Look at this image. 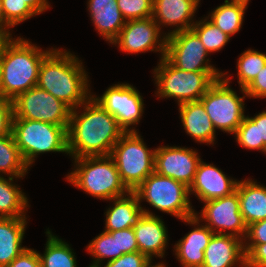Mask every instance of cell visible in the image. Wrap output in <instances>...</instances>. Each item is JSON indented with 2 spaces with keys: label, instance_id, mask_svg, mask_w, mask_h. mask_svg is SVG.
<instances>
[{
  "label": "cell",
  "instance_id": "5b68a950",
  "mask_svg": "<svg viewBox=\"0 0 266 267\" xmlns=\"http://www.w3.org/2000/svg\"><path fill=\"white\" fill-rule=\"evenodd\" d=\"M139 201L146 200L156 209L169 213L194 226L199 224L189 200V188L170 177L155 172L150 174L135 190Z\"/></svg>",
  "mask_w": 266,
  "mask_h": 267
},
{
  "label": "cell",
  "instance_id": "ac0fdd59",
  "mask_svg": "<svg viewBox=\"0 0 266 267\" xmlns=\"http://www.w3.org/2000/svg\"><path fill=\"white\" fill-rule=\"evenodd\" d=\"M144 210L145 215L133 227L139 252L151 260L152 255L162 258L167 248L168 231L158 216L153 215L149 210Z\"/></svg>",
  "mask_w": 266,
  "mask_h": 267
},
{
  "label": "cell",
  "instance_id": "d6986e66",
  "mask_svg": "<svg viewBox=\"0 0 266 267\" xmlns=\"http://www.w3.org/2000/svg\"><path fill=\"white\" fill-rule=\"evenodd\" d=\"M199 2L200 0H153L152 18L159 28L160 24L177 27L167 35L190 30Z\"/></svg>",
  "mask_w": 266,
  "mask_h": 267
},
{
  "label": "cell",
  "instance_id": "836d02e7",
  "mask_svg": "<svg viewBox=\"0 0 266 267\" xmlns=\"http://www.w3.org/2000/svg\"><path fill=\"white\" fill-rule=\"evenodd\" d=\"M126 21L145 19L153 15V0H116Z\"/></svg>",
  "mask_w": 266,
  "mask_h": 267
},
{
  "label": "cell",
  "instance_id": "ba28073f",
  "mask_svg": "<svg viewBox=\"0 0 266 267\" xmlns=\"http://www.w3.org/2000/svg\"><path fill=\"white\" fill-rule=\"evenodd\" d=\"M154 155L155 149H148L138 132L125 133L110 153L129 191H134L154 172Z\"/></svg>",
  "mask_w": 266,
  "mask_h": 267
},
{
  "label": "cell",
  "instance_id": "1f68e13d",
  "mask_svg": "<svg viewBox=\"0 0 266 267\" xmlns=\"http://www.w3.org/2000/svg\"><path fill=\"white\" fill-rule=\"evenodd\" d=\"M87 251L95 258V261L89 267H98L105 258H108V262L117 259V231H103L88 244Z\"/></svg>",
  "mask_w": 266,
  "mask_h": 267
},
{
  "label": "cell",
  "instance_id": "603a6c76",
  "mask_svg": "<svg viewBox=\"0 0 266 267\" xmlns=\"http://www.w3.org/2000/svg\"><path fill=\"white\" fill-rule=\"evenodd\" d=\"M191 232L175 244V254L183 267H202L204 250L213 236V232L206 225H198Z\"/></svg>",
  "mask_w": 266,
  "mask_h": 267
},
{
  "label": "cell",
  "instance_id": "5bb4252c",
  "mask_svg": "<svg viewBox=\"0 0 266 267\" xmlns=\"http://www.w3.org/2000/svg\"><path fill=\"white\" fill-rule=\"evenodd\" d=\"M197 154L185 147H158L154 155V172L177 180L189 188L201 161Z\"/></svg>",
  "mask_w": 266,
  "mask_h": 267
},
{
  "label": "cell",
  "instance_id": "b9f144b4",
  "mask_svg": "<svg viewBox=\"0 0 266 267\" xmlns=\"http://www.w3.org/2000/svg\"><path fill=\"white\" fill-rule=\"evenodd\" d=\"M245 92L248 97H266V65L258 72L255 79L245 89Z\"/></svg>",
  "mask_w": 266,
  "mask_h": 267
},
{
  "label": "cell",
  "instance_id": "277c9868",
  "mask_svg": "<svg viewBox=\"0 0 266 267\" xmlns=\"http://www.w3.org/2000/svg\"><path fill=\"white\" fill-rule=\"evenodd\" d=\"M74 161L77 168L66 179L75 187L104 200H112L129 192L110 155L74 158Z\"/></svg>",
  "mask_w": 266,
  "mask_h": 267
},
{
  "label": "cell",
  "instance_id": "4dcf8cb0",
  "mask_svg": "<svg viewBox=\"0 0 266 267\" xmlns=\"http://www.w3.org/2000/svg\"><path fill=\"white\" fill-rule=\"evenodd\" d=\"M266 65V54L248 49L243 52L237 61L238 82L242 93L245 94V89L255 79L258 72Z\"/></svg>",
  "mask_w": 266,
  "mask_h": 267
},
{
  "label": "cell",
  "instance_id": "74e56055",
  "mask_svg": "<svg viewBox=\"0 0 266 267\" xmlns=\"http://www.w3.org/2000/svg\"><path fill=\"white\" fill-rule=\"evenodd\" d=\"M246 265L249 267H266V243L259 245H243Z\"/></svg>",
  "mask_w": 266,
  "mask_h": 267
},
{
  "label": "cell",
  "instance_id": "e0dca14e",
  "mask_svg": "<svg viewBox=\"0 0 266 267\" xmlns=\"http://www.w3.org/2000/svg\"><path fill=\"white\" fill-rule=\"evenodd\" d=\"M243 240L228 234L214 233L204 250L202 267H240L246 264Z\"/></svg>",
  "mask_w": 266,
  "mask_h": 267
},
{
  "label": "cell",
  "instance_id": "4fadbf2b",
  "mask_svg": "<svg viewBox=\"0 0 266 267\" xmlns=\"http://www.w3.org/2000/svg\"><path fill=\"white\" fill-rule=\"evenodd\" d=\"M92 97L116 118L125 133L137 131L131 129L130 125L138 124L143 113L144 103L142 96L135 87L124 83L116 84L110 86L100 98L93 95Z\"/></svg>",
  "mask_w": 266,
  "mask_h": 267
},
{
  "label": "cell",
  "instance_id": "ab89813d",
  "mask_svg": "<svg viewBox=\"0 0 266 267\" xmlns=\"http://www.w3.org/2000/svg\"><path fill=\"white\" fill-rule=\"evenodd\" d=\"M13 115L12 101L0 100V136L11 134Z\"/></svg>",
  "mask_w": 266,
  "mask_h": 267
},
{
  "label": "cell",
  "instance_id": "ee69618b",
  "mask_svg": "<svg viewBox=\"0 0 266 267\" xmlns=\"http://www.w3.org/2000/svg\"><path fill=\"white\" fill-rule=\"evenodd\" d=\"M10 27L12 26L5 20L3 7H2V0H0V33L7 34L11 38V34L8 31Z\"/></svg>",
  "mask_w": 266,
  "mask_h": 267
},
{
  "label": "cell",
  "instance_id": "6da1fadb",
  "mask_svg": "<svg viewBox=\"0 0 266 267\" xmlns=\"http://www.w3.org/2000/svg\"><path fill=\"white\" fill-rule=\"evenodd\" d=\"M82 105L84 112L80 115L77 108L71 111L67 130L68 154L73 158L110 155L125 131L92 96Z\"/></svg>",
  "mask_w": 266,
  "mask_h": 267
},
{
  "label": "cell",
  "instance_id": "f35d334b",
  "mask_svg": "<svg viewBox=\"0 0 266 267\" xmlns=\"http://www.w3.org/2000/svg\"><path fill=\"white\" fill-rule=\"evenodd\" d=\"M246 238L249 240L243 245H259L266 243V219L249 224L245 235V239Z\"/></svg>",
  "mask_w": 266,
  "mask_h": 267
},
{
  "label": "cell",
  "instance_id": "7c38bea8",
  "mask_svg": "<svg viewBox=\"0 0 266 267\" xmlns=\"http://www.w3.org/2000/svg\"><path fill=\"white\" fill-rule=\"evenodd\" d=\"M204 203L201 215L197 216L198 213H195V217L198 220L201 218L206 220L205 222L208 224L206 226L213 233L232 235L244 240L243 243L246 242L247 225L240 213V201L237 191L228 196L212 199ZM225 230H229V232L225 233Z\"/></svg>",
  "mask_w": 266,
  "mask_h": 267
},
{
  "label": "cell",
  "instance_id": "52a82bcc",
  "mask_svg": "<svg viewBox=\"0 0 266 267\" xmlns=\"http://www.w3.org/2000/svg\"><path fill=\"white\" fill-rule=\"evenodd\" d=\"M11 133L28 167L40 153L65 152L68 154V136L64 126L13 118Z\"/></svg>",
  "mask_w": 266,
  "mask_h": 267
},
{
  "label": "cell",
  "instance_id": "60d3db41",
  "mask_svg": "<svg viewBox=\"0 0 266 267\" xmlns=\"http://www.w3.org/2000/svg\"><path fill=\"white\" fill-rule=\"evenodd\" d=\"M6 267H41L39 253L34 249L26 248Z\"/></svg>",
  "mask_w": 266,
  "mask_h": 267
},
{
  "label": "cell",
  "instance_id": "d6a6232c",
  "mask_svg": "<svg viewBox=\"0 0 266 267\" xmlns=\"http://www.w3.org/2000/svg\"><path fill=\"white\" fill-rule=\"evenodd\" d=\"M191 29L198 35L208 53L221 50L230 39V36L209 21V18L208 21L206 18L195 22Z\"/></svg>",
  "mask_w": 266,
  "mask_h": 267
},
{
  "label": "cell",
  "instance_id": "484cf974",
  "mask_svg": "<svg viewBox=\"0 0 266 267\" xmlns=\"http://www.w3.org/2000/svg\"><path fill=\"white\" fill-rule=\"evenodd\" d=\"M237 143L247 149H266V111L255 117H244L240 126L235 131Z\"/></svg>",
  "mask_w": 266,
  "mask_h": 267
},
{
  "label": "cell",
  "instance_id": "7a4b0ae2",
  "mask_svg": "<svg viewBox=\"0 0 266 267\" xmlns=\"http://www.w3.org/2000/svg\"><path fill=\"white\" fill-rule=\"evenodd\" d=\"M87 77L75 55L52 49L40 65L37 86L75 109L91 97Z\"/></svg>",
  "mask_w": 266,
  "mask_h": 267
},
{
  "label": "cell",
  "instance_id": "f546056e",
  "mask_svg": "<svg viewBox=\"0 0 266 267\" xmlns=\"http://www.w3.org/2000/svg\"><path fill=\"white\" fill-rule=\"evenodd\" d=\"M28 170L12 133L0 136V173L23 178Z\"/></svg>",
  "mask_w": 266,
  "mask_h": 267
},
{
  "label": "cell",
  "instance_id": "2e32d148",
  "mask_svg": "<svg viewBox=\"0 0 266 267\" xmlns=\"http://www.w3.org/2000/svg\"><path fill=\"white\" fill-rule=\"evenodd\" d=\"M238 181L228 178L213 164L200 161L189 193H195L203 202L228 196L236 191Z\"/></svg>",
  "mask_w": 266,
  "mask_h": 267
},
{
  "label": "cell",
  "instance_id": "c3c4849f",
  "mask_svg": "<svg viewBox=\"0 0 266 267\" xmlns=\"http://www.w3.org/2000/svg\"><path fill=\"white\" fill-rule=\"evenodd\" d=\"M232 1H239V2H244V3H247L249 2V0H232Z\"/></svg>",
  "mask_w": 266,
  "mask_h": 267
},
{
  "label": "cell",
  "instance_id": "8992f818",
  "mask_svg": "<svg viewBox=\"0 0 266 267\" xmlns=\"http://www.w3.org/2000/svg\"><path fill=\"white\" fill-rule=\"evenodd\" d=\"M154 78L160 98H175L178 105L199 101L210 86L226 76L222 72H189L173 66L165 57H161L158 68L154 69Z\"/></svg>",
  "mask_w": 266,
  "mask_h": 267
},
{
  "label": "cell",
  "instance_id": "f6af8a7d",
  "mask_svg": "<svg viewBox=\"0 0 266 267\" xmlns=\"http://www.w3.org/2000/svg\"><path fill=\"white\" fill-rule=\"evenodd\" d=\"M9 38L10 37L7 34L0 33V55L5 43L9 40Z\"/></svg>",
  "mask_w": 266,
  "mask_h": 267
},
{
  "label": "cell",
  "instance_id": "7dc6e473",
  "mask_svg": "<svg viewBox=\"0 0 266 267\" xmlns=\"http://www.w3.org/2000/svg\"><path fill=\"white\" fill-rule=\"evenodd\" d=\"M0 100H4L3 94H2L1 68H0Z\"/></svg>",
  "mask_w": 266,
  "mask_h": 267
},
{
  "label": "cell",
  "instance_id": "e575fe53",
  "mask_svg": "<svg viewBox=\"0 0 266 267\" xmlns=\"http://www.w3.org/2000/svg\"><path fill=\"white\" fill-rule=\"evenodd\" d=\"M5 20L13 27L37 15L25 2L21 0H2Z\"/></svg>",
  "mask_w": 266,
  "mask_h": 267
},
{
  "label": "cell",
  "instance_id": "7402d4cb",
  "mask_svg": "<svg viewBox=\"0 0 266 267\" xmlns=\"http://www.w3.org/2000/svg\"><path fill=\"white\" fill-rule=\"evenodd\" d=\"M179 112L187 134L197 142L214 144L216 131L200 100L180 104Z\"/></svg>",
  "mask_w": 266,
  "mask_h": 267
},
{
  "label": "cell",
  "instance_id": "44dd1931",
  "mask_svg": "<svg viewBox=\"0 0 266 267\" xmlns=\"http://www.w3.org/2000/svg\"><path fill=\"white\" fill-rule=\"evenodd\" d=\"M88 10L98 33L112 43L124 27L123 18L116 0H88Z\"/></svg>",
  "mask_w": 266,
  "mask_h": 267
},
{
  "label": "cell",
  "instance_id": "83f0119b",
  "mask_svg": "<svg viewBox=\"0 0 266 267\" xmlns=\"http://www.w3.org/2000/svg\"><path fill=\"white\" fill-rule=\"evenodd\" d=\"M13 177L6 179L0 175V217H26L24 211L28 206L27 197L17 185L12 184Z\"/></svg>",
  "mask_w": 266,
  "mask_h": 267
},
{
  "label": "cell",
  "instance_id": "7bdbcfd3",
  "mask_svg": "<svg viewBox=\"0 0 266 267\" xmlns=\"http://www.w3.org/2000/svg\"><path fill=\"white\" fill-rule=\"evenodd\" d=\"M25 2L36 14L44 12L49 8L47 0H21Z\"/></svg>",
  "mask_w": 266,
  "mask_h": 267
},
{
  "label": "cell",
  "instance_id": "4316f807",
  "mask_svg": "<svg viewBox=\"0 0 266 267\" xmlns=\"http://www.w3.org/2000/svg\"><path fill=\"white\" fill-rule=\"evenodd\" d=\"M246 8L247 3L225 0L209 14V21L231 37L240 30Z\"/></svg>",
  "mask_w": 266,
  "mask_h": 267
},
{
  "label": "cell",
  "instance_id": "f1b7e54d",
  "mask_svg": "<svg viewBox=\"0 0 266 267\" xmlns=\"http://www.w3.org/2000/svg\"><path fill=\"white\" fill-rule=\"evenodd\" d=\"M48 240L44 255L39 253L41 267H77L76 258L66 242L46 231Z\"/></svg>",
  "mask_w": 266,
  "mask_h": 267
},
{
  "label": "cell",
  "instance_id": "8d00e7d4",
  "mask_svg": "<svg viewBox=\"0 0 266 267\" xmlns=\"http://www.w3.org/2000/svg\"><path fill=\"white\" fill-rule=\"evenodd\" d=\"M118 258L126 253L139 251L133 227L117 230Z\"/></svg>",
  "mask_w": 266,
  "mask_h": 267
},
{
  "label": "cell",
  "instance_id": "3957f363",
  "mask_svg": "<svg viewBox=\"0 0 266 267\" xmlns=\"http://www.w3.org/2000/svg\"><path fill=\"white\" fill-rule=\"evenodd\" d=\"M51 51H43L20 37L9 38L0 55L3 98L13 101L37 86L40 65Z\"/></svg>",
  "mask_w": 266,
  "mask_h": 267
},
{
  "label": "cell",
  "instance_id": "cb8c5ba5",
  "mask_svg": "<svg viewBox=\"0 0 266 267\" xmlns=\"http://www.w3.org/2000/svg\"><path fill=\"white\" fill-rule=\"evenodd\" d=\"M236 191L240 201V213L245 224L266 219V187L247 179L238 181Z\"/></svg>",
  "mask_w": 266,
  "mask_h": 267
},
{
  "label": "cell",
  "instance_id": "bcb514c9",
  "mask_svg": "<svg viewBox=\"0 0 266 267\" xmlns=\"http://www.w3.org/2000/svg\"><path fill=\"white\" fill-rule=\"evenodd\" d=\"M151 263H152V261H151V259L148 261V263L144 266V267H165V265L164 264H162V263H159V264H156V265H151Z\"/></svg>",
  "mask_w": 266,
  "mask_h": 267
},
{
  "label": "cell",
  "instance_id": "8fae6325",
  "mask_svg": "<svg viewBox=\"0 0 266 267\" xmlns=\"http://www.w3.org/2000/svg\"><path fill=\"white\" fill-rule=\"evenodd\" d=\"M209 53L192 30L166 35L165 58L178 69L189 72H220L205 59Z\"/></svg>",
  "mask_w": 266,
  "mask_h": 267
},
{
  "label": "cell",
  "instance_id": "ffe728a7",
  "mask_svg": "<svg viewBox=\"0 0 266 267\" xmlns=\"http://www.w3.org/2000/svg\"><path fill=\"white\" fill-rule=\"evenodd\" d=\"M127 195L112 199L114 206L108 208L105 214L106 232L134 227L145 215V210L141 207L136 193L129 191Z\"/></svg>",
  "mask_w": 266,
  "mask_h": 267
},
{
  "label": "cell",
  "instance_id": "d4e9b609",
  "mask_svg": "<svg viewBox=\"0 0 266 267\" xmlns=\"http://www.w3.org/2000/svg\"><path fill=\"white\" fill-rule=\"evenodd\" d=\"M26 217H0V267L8 266L26 247H22Z\"/></svg>",
  "mask_w": 266,
  "mask_h": 267
},
{
  "label": "cell",
  "instance_id": "d590c367",
  "mask_svg": "<svg viewBox=\"0 0 266 267\" xmlns=\"http://www.w3.org/2000/svg\"><path fill=\"white\" fill-rule=\"evenodd\" d=\"M150 259L141 252L126 253L119 258L109 261L104 267H144ZM98 267H101L99 265Z\"/></svg>",
  "mask_w": 266,
  "mask_h": 267
},
{
  "label": "cell",
  "instance_id": "30bf717a",
  "mask_svg": "<svg viewBox=\"0 0 266 267\" xmlns=\"http://www.w3.org/2000/svg\"><path fill=\"white\" fill-rule=\"evenodd\" d=\"M12 103L13 118L52 123L68 130L72 109L38 86L19 94Z\"/></svg>",
  "mask_w": 266,
  "mask_h": 267
},
{
  "label": "cell",
  "instance_id": "9c48e42d",
  "mask_svg": "<svg viewBox=\"0 0 266 267\" xmlns=\"http://www.w3.org/2000/svg\"><path fill=\"white\" fill-rule=\"evenodd\" d=\"M228 83L229 77L216 80L200 98V101L204 105L213 127L233 134L245 117V104L243 97H238Z\"/></svg>",
  "mask_w": 266,
  "mask_h": 267
},
{
  "label": "cell",
  "instance_id": "9a60e30c",
  "mask_svg": "<svg viewBox=\"0 0 266 267\" xmlns=\"http://www.w3.org/2000/svg\"><path fill=\"white\" fill-rule=\"evenodd\" d=\"M158 24L152 17L126 21L117 38L112 44H118L121 51L139 53L159 51L165 56L166 36L160 38ZM160 38V40H159ZM158 43V45H157Z\"/></svg>",
  "mask_w": 266,
  "mask_h": 267
}]
</instances>
